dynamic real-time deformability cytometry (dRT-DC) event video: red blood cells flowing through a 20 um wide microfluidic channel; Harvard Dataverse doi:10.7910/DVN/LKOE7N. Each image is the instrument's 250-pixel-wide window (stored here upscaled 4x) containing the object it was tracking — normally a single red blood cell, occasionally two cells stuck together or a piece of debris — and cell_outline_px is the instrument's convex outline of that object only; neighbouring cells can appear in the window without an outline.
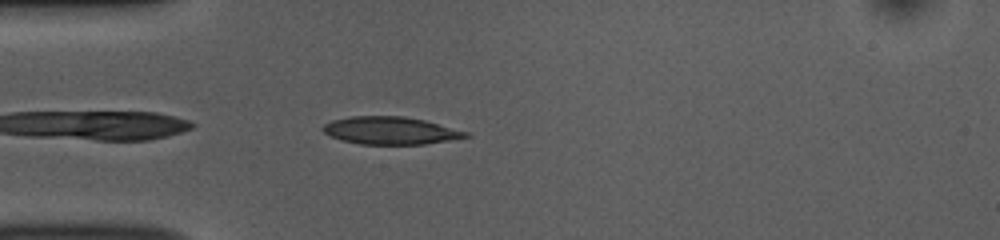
{"species": "common noctule bat (a hibernating species)", "species_latin": "Nyctalus noctula", "temperature_condition": "room temperature", "stored_images_in_passage": 40, "camera_frame_rate_fps": 3000, "um_per_image_px": 0.085, "animal": {"sex": "female", "body_mass_g": 10.0, "forearm_length_mm": 53.1}, "frame": {"image": 1, "passage_image": 2, "time_ms": 0.333, "image_size_px": [1000, 240], "cell_outline_px": [[472, 136], [424, 144], [360, 144], [340, 140], [324, 132], [320, 128], [324, 124], [332, 120], [352, 116], [404, 116], [424, 120], [468, 132]], "centroid_in_image_um": [33.16, 11.09], "position_along_channel_um": 51.8, "area_um2": 22.83}}
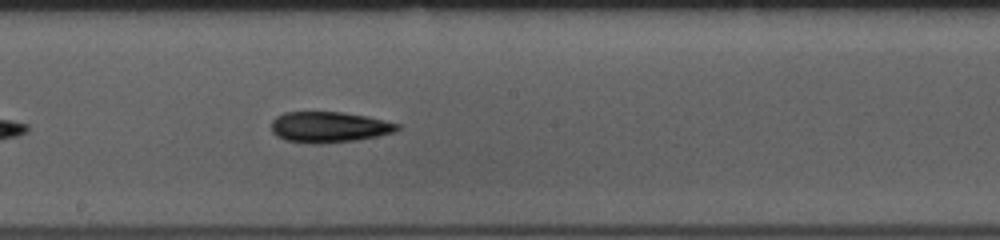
{"frame": {"image": 2, "passage_image": 16, "time_ms": 5.0, "image_size_px": [1000, 240], "cell_outline_px": [[400, 128], [392, 132], [376, 136], [356, 140], [320, 144], [312, 144], [284, 140], [276, 136], [272, 132], [272, 120], [276, 116], [284, 112], [340, 112], [368, 116], [400, 124]], "centroid_in_image_um": [27.93, 10.8], "position_along_channel_um": 220.3, "area_um2": 22.66}}
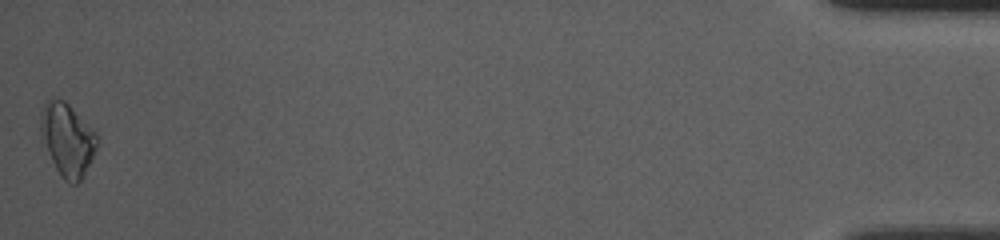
{"frame": {"image": 3, "passage_image": 40, "time_ms": 13.0, "image_size_px": [1000, 240], "cell_outline_px": [[96, 148], [84, 176], [76, 184], [68, 184], [60, 176], [48, 152], [40, 128], [40, 116], [44, 104], [48, 96], [52, 96], [64, 100], [96, 132]], "centroid_in_image_um": [5.71, 11.84], "position_along_channel_um": 429.5, "area_um2": 23.64}, "authors_computed_cell_mechanics": {"area_um2": 21.6172, "velocity_mm_per_s": 3.7801, "shape_relaxation_time_tau1_ms": 3.6908, "shape_relaxation_time_tau2_ms": null, "deformation_change_tau1": 0.1389, "deformation_change_tau2": null}}